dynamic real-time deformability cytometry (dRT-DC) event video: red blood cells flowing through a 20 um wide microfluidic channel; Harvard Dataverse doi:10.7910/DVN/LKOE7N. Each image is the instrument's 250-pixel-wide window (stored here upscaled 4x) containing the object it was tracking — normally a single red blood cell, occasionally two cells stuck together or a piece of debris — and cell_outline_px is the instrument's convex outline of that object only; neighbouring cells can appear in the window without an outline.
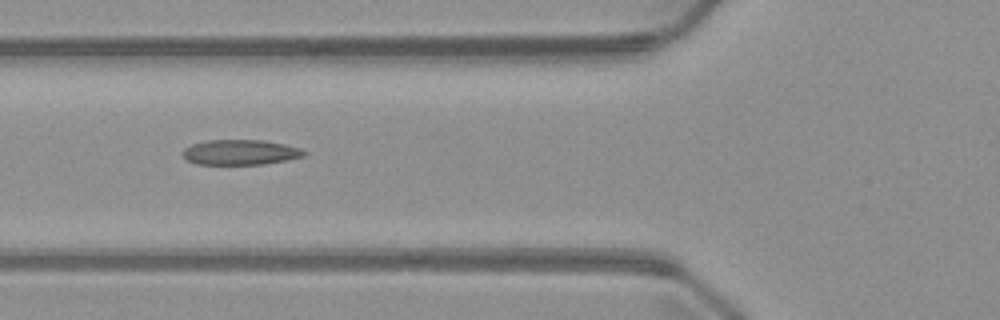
{"species": "common noctule bat (a hibernating species)", "species_latin": "Nyctalus noctula", "temperature_condition": "warm", "stored_images_in_passage": 7, "camera_frame_rate_fps": 3000, "um_per_image_px": 0.085, "animal": {"sex": "male", "body_mass_g": 23.1, "forearm_length_mm": 52.7}, "frame": {"image": 1, "passage_image": 6, "time_ms": 6.0, "image_size_px": [1000, 320], "cell_outline_px": [[308, 152], [304, 156], [288, 160], [264, 164], [196, 164], [184, 160], [184, 148], [192, 144], [208, 140], [264, 140], [284, 144], [300, 148]], "centroid_in_image_um": [20.44, 12.94], "position_along_channel_um": 105.4, "area_um2": 17.86}}
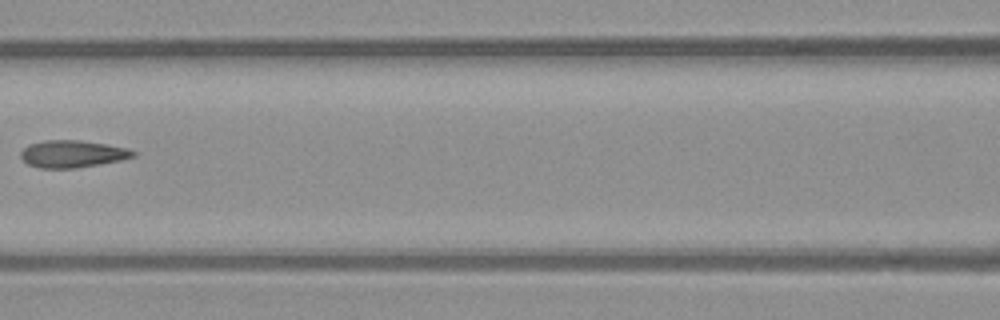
{"frame": {"image": 2, "passage_image": 7, "time_ms": 7.333, "image_size_px": [1000, 320], "cell_outline_px": [[136, 156], [120, 160], [100, 164], [76, 168], [40, 168], [28, 164], [20, 156], [20, 152], [28, 144], [44, 140], [80, 140], [128, 148], [136, 152]], "centroid_in_image_um": [6.14, 13.08], "position_along_channel_um": 160.5, "area_um2": 17.8}}